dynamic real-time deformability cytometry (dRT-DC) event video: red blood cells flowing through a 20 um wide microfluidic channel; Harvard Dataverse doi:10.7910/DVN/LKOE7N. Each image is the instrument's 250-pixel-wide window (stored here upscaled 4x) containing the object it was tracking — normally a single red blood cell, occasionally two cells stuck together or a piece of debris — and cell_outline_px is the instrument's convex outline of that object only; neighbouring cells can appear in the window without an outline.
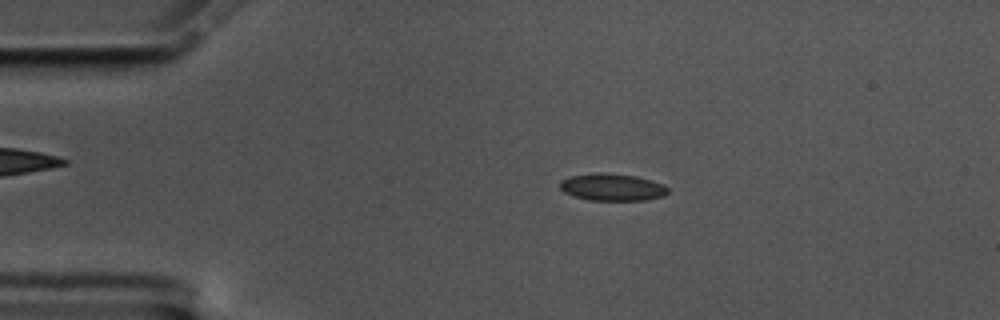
{"species": "common noctule bat (a hibernating species)", "species_latin": "Nyctalus noctula", "temperature_condition": "cold", "stored_images_in_passage": 57, "camera_frame_rate_fps": 3000, "um_per_image_px": 0.085, "animal": {"sex": "male", "body_mass_g": 17.5, "forearm_length_mm": 52.3}, "frame": {"image": 1, "passage_image": 11, "time_ms": 3.333, "image_size_px": [1000, 320], "cell_outline_px": [[668, 192], [664, 196], [644, 200], [588, 200], [564, 192], [560, 188], [560, 180], [572, 176], [600, 172], [636, 176], [664, 184], [668, 188]], "centroid_in_image_um": [52.05, 15.91], "position_along_channel_um": 32.9, "area_um2": 16.94}}
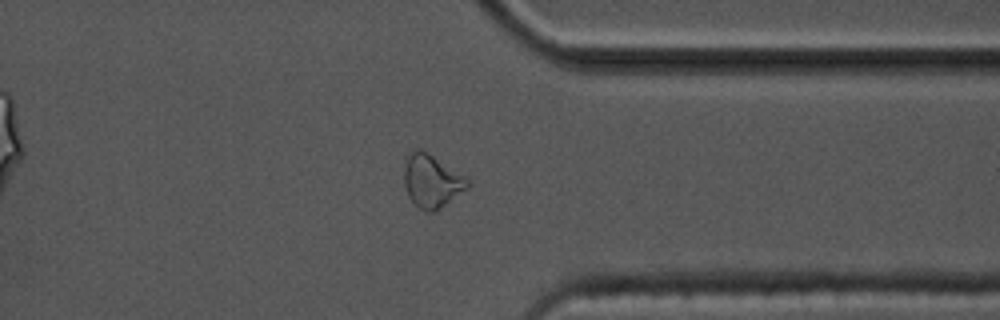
{"frame": {"image": 2, "passage_image": 44, "time_ms": 14.333, "image_size_px": [1000, 320], "cell_outline_px": [[468, 188], [436, 212], [428, 212], [420, 208], [408, 196], [404, 184], [404, 156], [412, 148], [420, 148], [428, 152], [464, 176], [468, 180]], "centroid_in_image_um": [36.65, 15.35], "position_along_channel_um": 374.8, "area_um2": 19.83}}
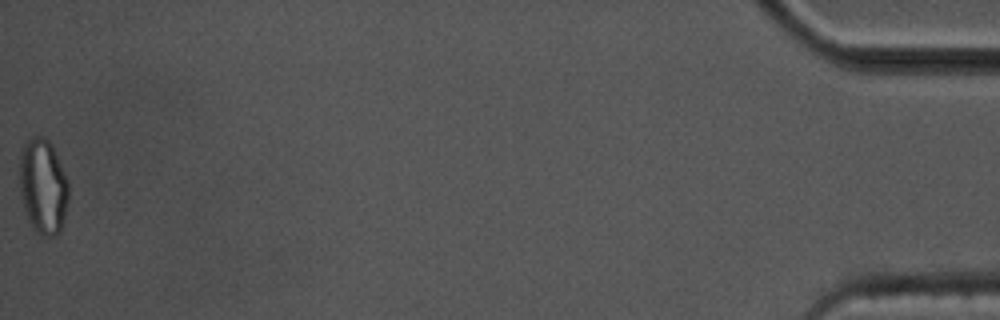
{"frame": {"image": 3, "passage_image": 57, "time_ms": 18.667, "image_size_px": [1000, 320], "cell_outline_px": [[68, 200], [64, 220], [60, 232], [56, 236], [40, 236], [32, 228], [24, 212], [20, 196], [20, 152], [24, 144], [32, 136], [44, 136], [52, 144], [64, 172], [68, 184]], "centroid_in_image_um": [3.65, 15.87], "position_along_channel_um": 431.6, "area_um2": 27.57}, "authors_computed_cell_mechanics": {"area_um2": 16.762, "velocity_mm_per_s": 3.5193, "shape_relaxation_time_tau1_ms": 9.3816, "shape_relaxation_time_tau2_ms": 2.0322, "deformation_change_tau1": 0.1583, "deformation_change_tau2": 0.0777}}